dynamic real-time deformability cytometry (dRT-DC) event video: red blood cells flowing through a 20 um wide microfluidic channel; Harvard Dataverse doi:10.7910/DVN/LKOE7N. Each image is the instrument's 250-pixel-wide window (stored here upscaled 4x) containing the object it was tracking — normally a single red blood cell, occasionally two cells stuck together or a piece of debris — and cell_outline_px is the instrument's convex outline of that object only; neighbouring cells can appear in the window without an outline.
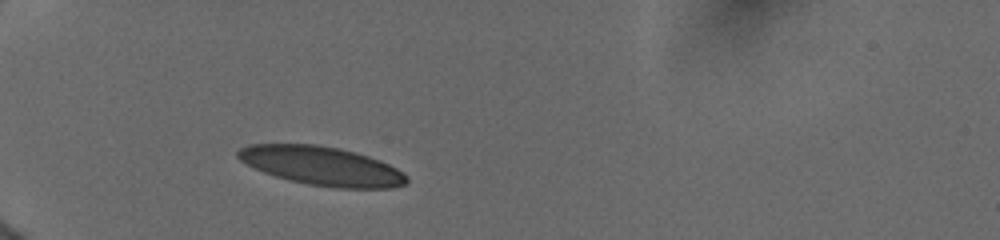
{"species": "human", "species_latin": "Homo sapiens", "temperature_condition": "cold", "stored_images_in_passage": 10, "camera_frame_rate_fps": 3000, "um_per_image_px": 0.085, "donor": {"sex": "female"}, "frame": {"image": 1, "passage_image": 1, "time_ms": 0.0, "image_size_px": [1000, 240], "cell_outline_px": [[408, 180], [404, 184], [392, 188], [336, 188], [308, 184], [288, 180], [264, 172], [240, 160], [236, 156], [236, 152], [240, 148], [248, 144], [316, 144], [340, 148], [356, 152], [380, 160], [404, 172], [408, 176]], "centroid_in_image_um": [27.36, 14.1], "position_along_channel_um": 57.6, "area_um2": 38.21}}
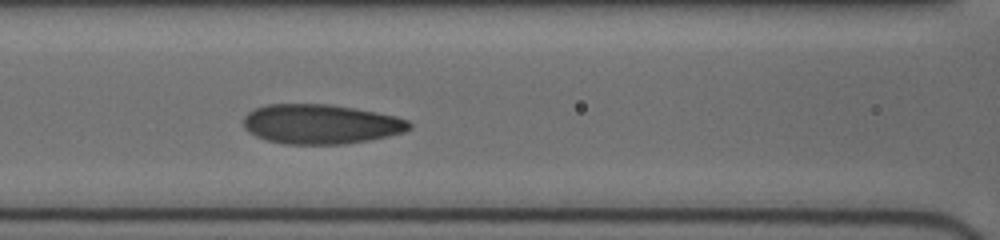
{"frame": {"image": 2, "passage_image": 6, "time_ms": 2.667, "image_size_px": [1000, 240], "cell_outline_px": [[412, 128], [404, 132], [388, 136], [368, 140], [344, 144], [284, 144], [264, 140], [248, 132], [244, 128], [244, 116], [248, 112], [256, 108], [268, 104], [328, 104], [376, 112], [396, 116], [408, 120], [412, 124]], "centroid_in_image_um": [27.26, 10.55], "position_along_channel_um": 139.3, "area_um2": 38.38}}
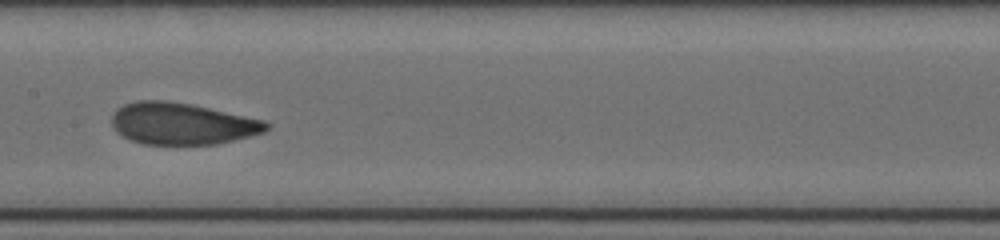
{"frame": {"image": 3, "passage_image": 9, "time_ms": 4.0, "image_size_px": [1000, 240], "cell_outline_px": [[272, 128], [264, 132], [216, 144], [144, 144], [128, 140], [116, 132], [112, 128], [112, 116], [116, 108], [124, 104], [136, 100], [168, 100], [192, 104], [264, 120], [272, 124]], "centroid_in_image_um": [15.45, 10.5], "position_along_channel_um": 192.0, "area_um2": 37.92}}